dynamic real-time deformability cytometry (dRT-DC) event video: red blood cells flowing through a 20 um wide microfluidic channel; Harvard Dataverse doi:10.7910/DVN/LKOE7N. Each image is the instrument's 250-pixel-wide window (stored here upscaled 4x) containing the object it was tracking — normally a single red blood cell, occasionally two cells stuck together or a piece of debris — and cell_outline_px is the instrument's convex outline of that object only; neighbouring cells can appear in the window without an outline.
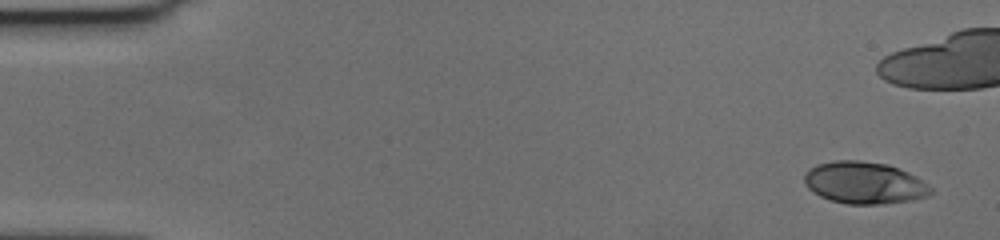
{"species": "human", "species_latin": "Homo sapiens", "temperature_condition": "cold", "stored_images_in_passage": 46, "camera_frame_rate_fps": 3000, "um_per_image_px": 0.085, "donor": {"sex": "female"}, "frame": {"image": 1, "passage_image": 1, "time_ms": 0.0, "image_size_px": [1000, 240], "cell_outline_px": [[932, 192], [928, 196], [912, 200], [884, 204], [848, 204], [832, 200], [820, 196], [808, 188], [804, 184], [804, 176], [808, 168], [816, 164], [836, 160], [860, 160], [888, 164], [908, 172], [916, 176], [928, 184], [932, 188]], "centroid_in_image_um": [73.47, 15.53], "position_along_channel_um": 11.5, "area_um2": 31.15}}
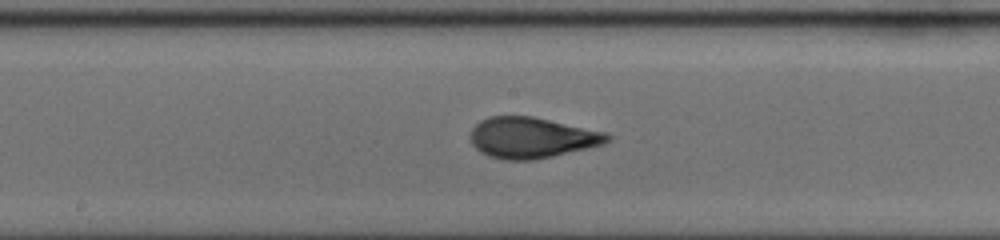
{"frame": {"image": 2, "passage_image": 29, "time_ms": 9.333, "image_size_px": [1000, 240], "cell_outline_px": [[612, 140], [604, 144], [588, 148], [536, 160], [504, 160], [488, 156], [480, 152], [472, 144], [472, 128], [480, 120], [488, 116], [532, 116], [608, 132], [612, 136]], "centroid_in_image_um": [45.24, 11.7], "position_along_channel_um": 203.0, "area_um2": 32.83}}
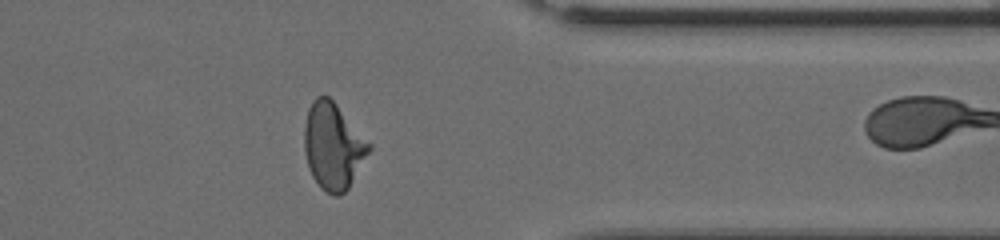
{"frame": {"image": 3, "passage_image": 45, "time_ms": 14.667, "image_size_px": [1000, 240], "cell_outline_px": [[372, 148], [348, 188], [340, 196], [332, 196], [324, 192], [320, 188], [312, 176], [308, 168], [304, 148], [304, 128], [308, 108], [312, 100], [316, 96], [328, 96], [336, 104], [372, 144]], "centroid_in_image_um": [28.31, 12.44], "position_along_channel_um": 383.1, "area_um2": 32.71}}